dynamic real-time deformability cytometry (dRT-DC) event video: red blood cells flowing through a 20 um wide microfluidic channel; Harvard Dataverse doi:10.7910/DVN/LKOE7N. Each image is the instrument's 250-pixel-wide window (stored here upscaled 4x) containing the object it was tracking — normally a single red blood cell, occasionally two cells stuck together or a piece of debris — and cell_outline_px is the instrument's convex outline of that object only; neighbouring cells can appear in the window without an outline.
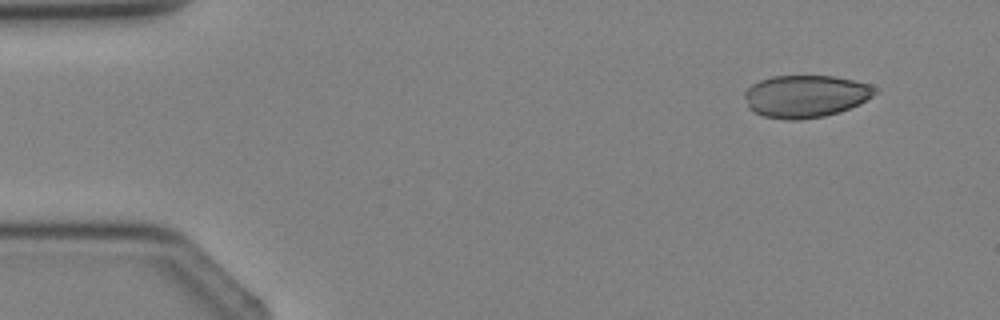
{"species": "Egyptian fruit bat (a non-hibernating species)", "species_latin": "Rousettus aegyptiacus", "temperature_condition": "cold", "stored_images_in_passage": 4, "segment_of_instrument_passage": [1, 2], "camera_frame_rate_fps": 3000, "um_per_image_px": 0.085, "animal": {"sex": "female"}, "frame": {"image": 1, "passage_image": 1, "time_ms": 0.0, "image_size_px": [1000, 320], "cell_outline_px": [[880, 92], [840, 112], [824, 116], [800, 120], [788, 120], [764, 116], [748, 108], [744, 96], [744, 92], [752, 84], [760, 80], [772, 76], [832, 76], [872, 84]], "centroid_in_image_um": [68.47, 8.17], "position_along_channel_um": 16.5, "area_um2": 32.14}}
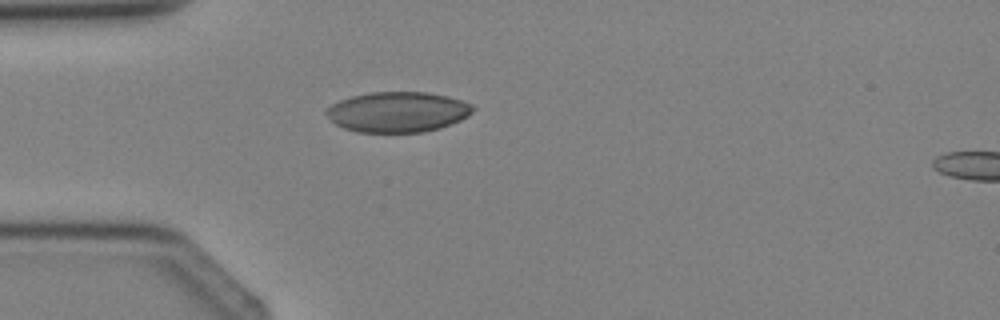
{"frame": {"image": 2, "passage_image": 3, "time_ms": 2.333, "image_size_px": [1000, 320], "cell_outline_px": [[476, 108], [468, 116], [460, 120], [440, 128], [424, 132], [356, 132], [344, 128], [336, 124], [324, 112], [324, 108], [340, 100], [352, 96], [372, 92], [428, 92], [448, 96], [472, 104]], "centroid_in_image_um": [33.81, 9.51], "position_along_channel_um": 51.2, "area_um2": 34.56}}